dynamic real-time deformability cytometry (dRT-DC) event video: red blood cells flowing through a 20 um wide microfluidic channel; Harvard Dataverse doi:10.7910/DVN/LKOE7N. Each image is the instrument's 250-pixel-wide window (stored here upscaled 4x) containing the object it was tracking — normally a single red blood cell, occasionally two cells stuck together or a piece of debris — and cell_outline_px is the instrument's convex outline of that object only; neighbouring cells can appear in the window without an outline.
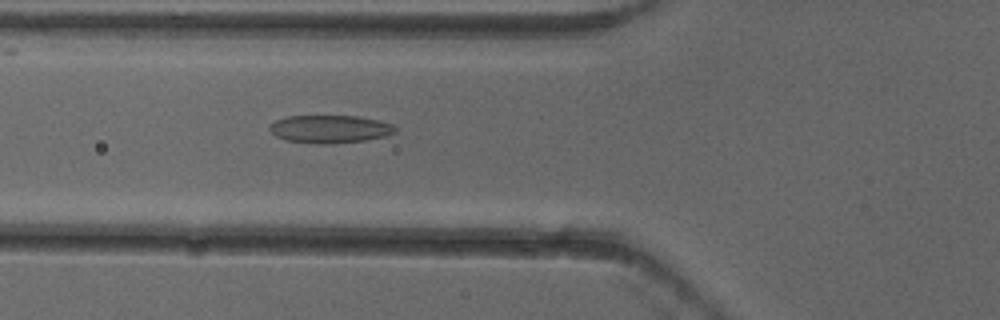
{"species": "common noctule bat (a hibernating species)", "species_latin": "Nyctalus noctula", "temperature_condition": "cold", "stored_images_in_passage": 2, "camera_frame_rate_fps": 3000, "um_per_image_px": 0.085, "animal": {"sex": "female"}, "frame": {"image": 1, "passage_image": 2, "time_ms": 0.333, "image_size_px": [1000, 320], "cell_outline_px": [[396, 132], [384, 136], [364, 140], [332, 144], [320, 144], [288, 140], [276, 136], [268, 128], [276, 120], [288, 116], [356, 116], [380, 120], [392, 124], [396, 128]], "centroid_in_image_um": [28.06, 10.96], "position_along_channel_um": 97.7, "area_um2": 20.23}}